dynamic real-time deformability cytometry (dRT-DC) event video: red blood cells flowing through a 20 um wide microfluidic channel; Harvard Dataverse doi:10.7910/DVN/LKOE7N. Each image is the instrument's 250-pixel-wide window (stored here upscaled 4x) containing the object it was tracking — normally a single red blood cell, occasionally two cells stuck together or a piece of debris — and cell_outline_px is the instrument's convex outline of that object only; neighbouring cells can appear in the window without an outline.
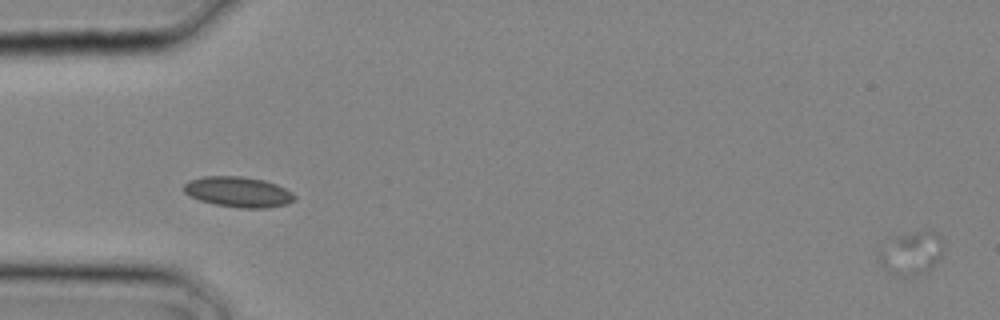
{"species": "common noctule bat (a hibernating species)", "species_latin": "Nyctalus noctula", "temperature_condition": "cold", "stored_images_in_passage": 2, "segment_of_instrument_passage": [2, 2], "camera_frame_rate_fps": 3000, "um_per_image_px": 0.085, "animal": {"sex": "male", "body_mass_g": 20.4}, "frame": {"image": 1, "passage_image": 2, "time_ms": 0.333, "image_size_px": [1000, 320], "cell_outline_px": [[944, 244], [940, 256], [932, 268], [912, 276], [900, 276], [892, 268], [896, 236], [928, 228], [940, 232], [944, 240]], "centroid_in_image_um": [77.95, 21.4], "position_along_channel_um": 7.1, "area_um2": 13.64}}